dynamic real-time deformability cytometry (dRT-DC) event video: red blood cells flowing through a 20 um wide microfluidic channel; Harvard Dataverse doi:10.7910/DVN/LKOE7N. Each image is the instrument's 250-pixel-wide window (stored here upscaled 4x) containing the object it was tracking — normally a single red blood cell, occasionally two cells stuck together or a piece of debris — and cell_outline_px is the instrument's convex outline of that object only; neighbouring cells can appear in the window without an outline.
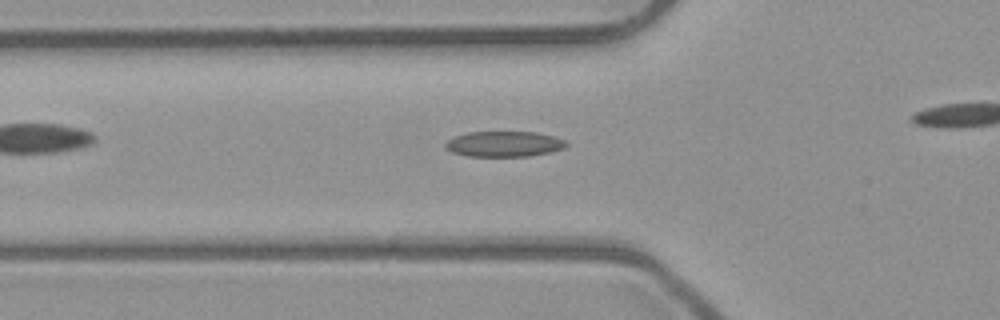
{"species": "common noctule bat (a hibernating species)", "species_latin": "Nyctalus noctula", "temperature_condition": "room temperature", "stored_images_in_passage": 41, "camera_frame_rate_fps": 3000, "um_per_image_px": 0.085, "animal": {"sex": "male", "body_mass_g": 23.1, "forearm_length_mm": 52.7}, "frame": {"image": 1, "passage_image": 14, "time_ms": 4.333, "image_size_px": [1000, 320], "cell_outline_px": [[568, 144], [564, 148], [552, 152], [528, 156], [468, 156], [452, 152], [444, 144], [448, 140], [456, 136], [468, 132], [536, 132], [552, 136], [564, 140]], "centroid_in_image_um": [42.87, 12.24], "position_along_channel_um": 82.9, "area_um2": 17.8}}
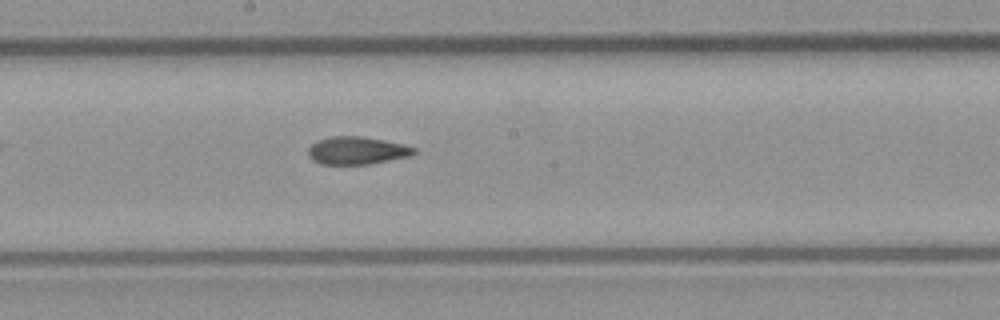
{"frame": {"image": 2, "passage_image": 24, "time_ms": 7.667, "image_size_px": [1000, 320], "cell_outline_px": [[416, 152], [408, 156], [368, 164], [320, 164], [312, 160], [308, 156], [308, 148], [316, 140], [332, 136], [360, 136], [384, 140], [404, 144], [416, 148]], "centroid_in_image_um": [30.3, 12.79], "position_along_channel_um": 217.9, "area_um2": 17.05}}
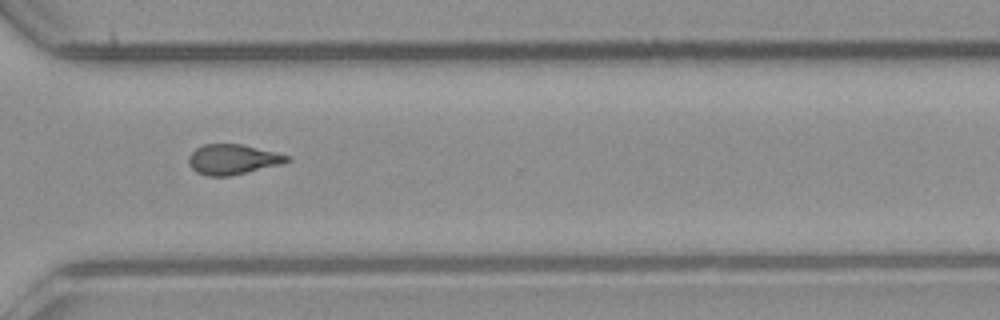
{"frame": {"image": 3, "passage_image": 34, "time_ms": 11.0, "image_size_px": [1000, 320], "cell_outline_px": [[292, 160], [284, 164], [228, 176], [208, 176], [196, 172], [188, 164], [188, 156], [196, 148], [204, 144], [240, 144], [292, 156]], "centroid_in_image_um": [19.8, 13.55], "position_along_channel_um": 350.8, "area_um2": 17.34}, "authors_computed_cell_mechanics": {"area_um2": 17.2822, "velocity_mm_per_s": 4.0023, "shape_relaxation_time_tau1_ms": null, "shape_relaxation_time_tau2_ms": 3.1686, "deformation_change_tau1": null, "deformation_change_tau2": 0.1217}}